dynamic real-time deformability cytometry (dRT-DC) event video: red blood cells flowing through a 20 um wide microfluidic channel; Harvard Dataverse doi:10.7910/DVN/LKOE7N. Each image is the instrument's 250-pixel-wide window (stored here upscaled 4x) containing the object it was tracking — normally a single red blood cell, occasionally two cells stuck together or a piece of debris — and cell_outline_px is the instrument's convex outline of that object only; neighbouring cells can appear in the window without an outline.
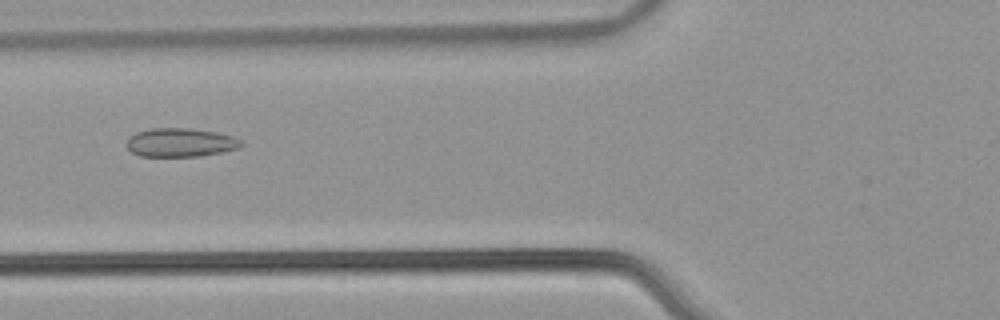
{"species": "common noctule bat (a hibernating species)", "species_latin": "Nyctalus noctula", "temperature_condition": "warm", "stored_images_in_passage": 39, "camera_frame_rate_fps": 3000, "um_per_image_px": 0.085, "animal": {"sex": "male", "body_mass_g": 21.5, "forearm_length_mm": 52.0}, "frame": {"image": 1, "passage_image": 8, "time_ms": 2.333, "image_size_px": [1000, 320], "cell_outline_px": [[244, 144], [240, 148], [200, 156], [140, 156], [132, 152], [128, 148], [128, 136], [136, 132], [152, 128], [188, 128], [216, 132], [232, 136], [240, 140]], "centroid_in_image_um": [15.34, 12.11], "position_along_channel_um": 110.5, "area_um2": 19.07}}
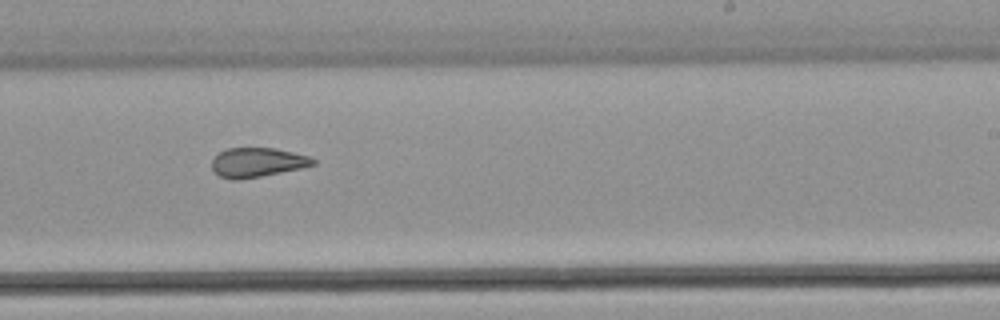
{"frame": {"image": 2, "passage_image": 20, "time_ms": 6.333, "image_size_px": [1000, 320], "cell_outline_px": [[316, 164], [300, 168], [260, 176], [236, 180], [232, 180], [220, 176], [212, 168], [212, 160], [220, 152], [228, 148], [276, 148], [308, 156], [316, 160]], "centroid_in_image_um": [21.87, 13.8], "position_along_channel_um": 267.1, "area_um2": 17.05}}
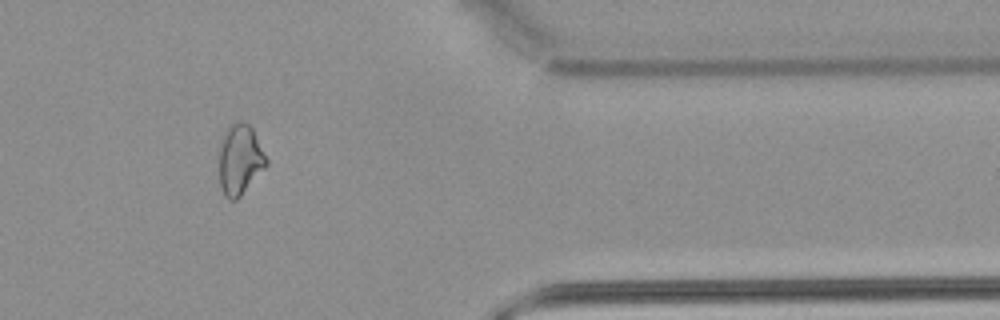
{"frame": {"image": 3, "passage_image": 31, "time_ms": 10.0, "image_size_px": [1000, 320], "cell_outline_px": [[268, 164], [240, 196], [236, 200], [228, 200], [224, 196], [220, 184], [220, 140], [224, 132], [232, 124], [240, 120], [248, 124], [252, 128], [268, 160]], "centroid_in_image_um": [20.39, 13.57], "position_along_channel_um": 391.0, "area_um2": 19.19}}